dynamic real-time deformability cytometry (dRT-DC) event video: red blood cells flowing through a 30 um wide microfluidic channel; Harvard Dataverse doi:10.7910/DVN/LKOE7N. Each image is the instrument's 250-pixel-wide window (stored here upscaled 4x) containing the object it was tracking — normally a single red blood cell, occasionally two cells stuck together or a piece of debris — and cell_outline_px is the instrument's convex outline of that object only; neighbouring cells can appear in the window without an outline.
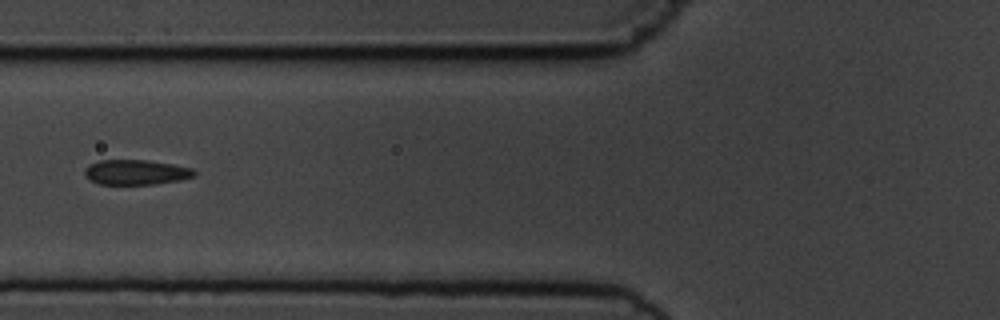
{"species": "common noctule bat (a hibernating species)", "species_latin": "Nyctalus noctula", "temperature_condition": "cold", "stored_images_in_passage": 8, "camera_frame_rate_fps": 3000, "um_per_image_px": 0.085, "animal": {"sex": "male", "body_mass_g": 19.5, "forearm_length_mm": 54.6}, "frame": {"image": 1, "passage_image": 5, "time_ms": 5.667, "image_size_px": [1000, 320], "cell_outline_px": [[196, 176], [180, 180], [152, 184], [100, 184], [88, 180], [84, 176], [84, 168], [88, 164], [100, 160], [148, 160], [172, 164], [192, 168], [196, 172]], "centroid_in_image_um": [11.52, 14.64], "position_along_channel_um": 114.3, "area_um2": 16.13}}
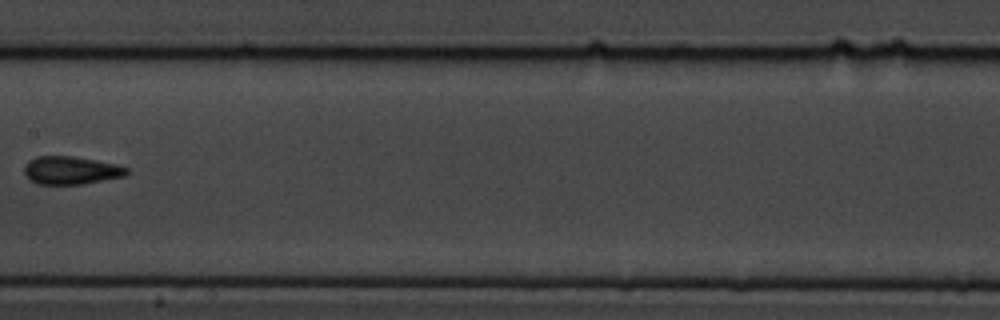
{"frame": {"image": 2, "passage_image": 7, "time_ms": 8.0, "image_size_px": [1000, 320], "cell_outline_px": [[128, 172], [124, 176], [80, 184], [36, 184], [28, 180], [24, 172], [24, 164], [28, 160], [36, 156], [72, 156], [96, 160], [116, 164], [128, 168]], "centroid_in_image_um": [5.97, 14.47], "position_along_channel_um": 201.4, "area_um2": 16.76}}
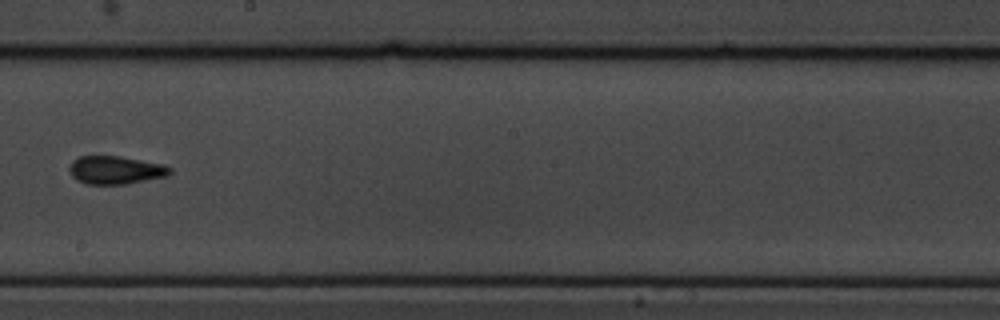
{"frame": {"image": 3, "passage_image": 8, "time_ms": 9.0, "image_size_px": [1000, 320], "cell_outline_px": [[172, 172], [168, 176], [128, 184], [84, 184], [76, 180], [72, 176], [68, 168], [72, 160], [80, 156], [120, 156], [164, 164], [172, 168]], "centroid_in_image_um": [9.83, 14.46], "position_along_channel_um": 238.4, "area_um2": 16.76}}